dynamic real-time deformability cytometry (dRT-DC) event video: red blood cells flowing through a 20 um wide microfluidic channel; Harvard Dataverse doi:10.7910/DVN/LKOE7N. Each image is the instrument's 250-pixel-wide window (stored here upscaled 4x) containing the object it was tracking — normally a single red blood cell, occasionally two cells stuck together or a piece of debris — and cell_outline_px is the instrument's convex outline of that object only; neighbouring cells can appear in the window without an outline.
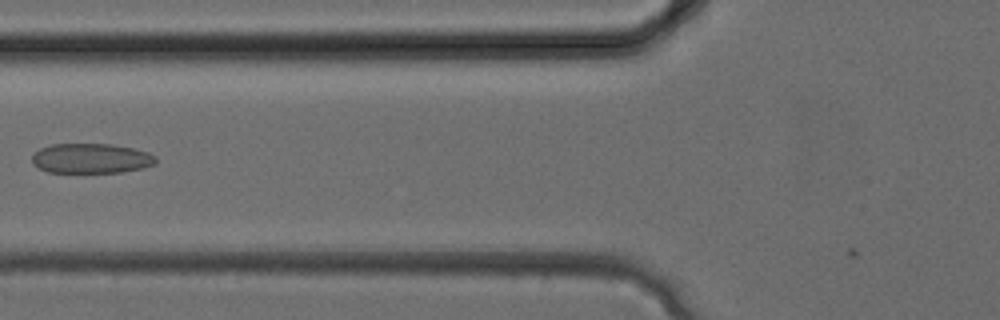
{"species": "common noctule bat (a hibernating species)", "species_latin": "Nyctalus noctula", "temperature_condition": "cold", "stored_images_in_passage": 12, "camera_frame_rate_fps": 3000, "um_per_image_px": 0.085, "animal": {"sex": "female", "body_mass_g": 24.6, "forearm_length_mm": 56.2}, "frame": {"image": 1, "passage_image": 9, "time_ms": 2.667, "image_size_px": [1000, 320], "cell_outline_px": [[156, 160], [152, 164], [140, 168], [120, 172], [48, 172], [40, 168], [32, 160], [32, 156], [40, 148], [52, 144], [108, 144], [132, 148], [148, 152], [156, 156]], "centroid_in_image_um": [7.73, 13.45], "position_along_channel_um": 118.1, "area_um2": 21.15}}
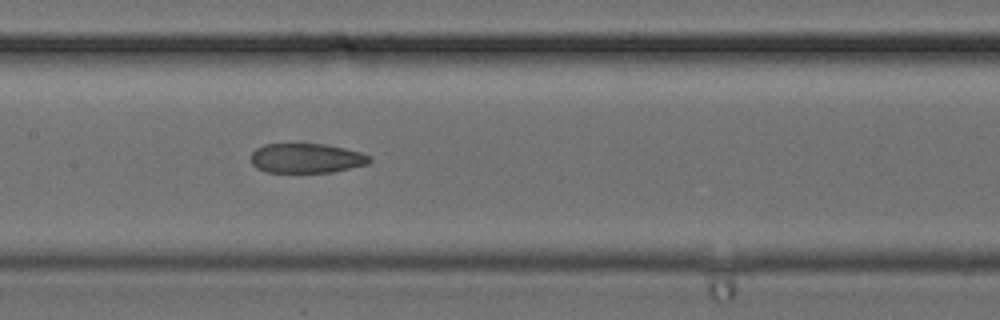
{"frame": {"image": 2, "passage_image": 12, "time_ms": 3.667, "image_size_px": [1000, 320], "cell_outline_px": [[372, 160], [368, 164], [328, 172], [268, 172], [256, 168], [252, 164], [252, 152], [256, 148], [264, 144], [324, 144], [344, 148], [360, 152], [368, 156]], "centroid_in_image_um": [26.02, 13.44], "position_along_channel_um": 181.4, "area_um2": 20.23}}